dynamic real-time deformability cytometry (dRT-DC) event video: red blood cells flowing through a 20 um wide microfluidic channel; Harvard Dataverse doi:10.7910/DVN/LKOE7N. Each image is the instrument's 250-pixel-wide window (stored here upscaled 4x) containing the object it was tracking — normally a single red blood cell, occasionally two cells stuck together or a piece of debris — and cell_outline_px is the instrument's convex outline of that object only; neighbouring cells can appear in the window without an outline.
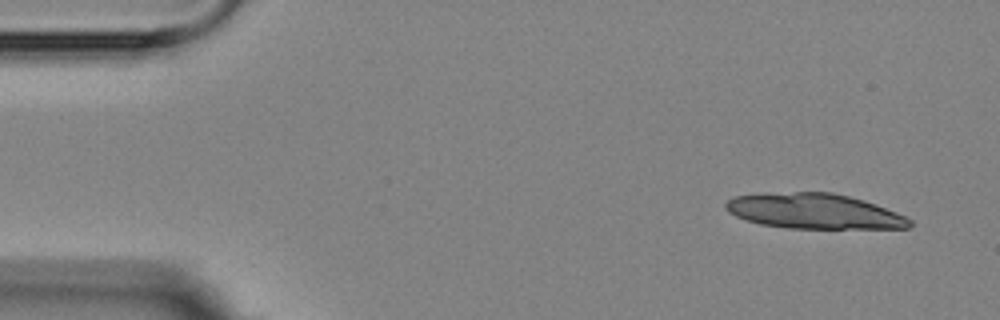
{"species": "Egyptian fruit bat (a non-hibernating species)", "species_latin": "Rousettus aegyptiacus", "temperature_condition": "room temperature", "stored_images_in_passage": 6, "camera_frame_rate_fps": 3000, "um_per_image_px": 0.085, "animal": {"sex": "female"}, "frame": {"image": 1, "passage_image": 1, "time_ms": 0.0, "image_size_px": [1000, 320], "cell_outline_px": [[912, 224], [908, 228], [788, 228], [760, 224], [736, 216], [728, 212], [724, 208], [724, 204], [728, 200], [736, 196], [756, 192], [832, 192], [864, 200], [876, 204], [896, 212], [912, 220]], "centroid_in_image_um": [69.16, 17.94], "position_along_channel_um": 15.8, "area_um2": 37.92}}
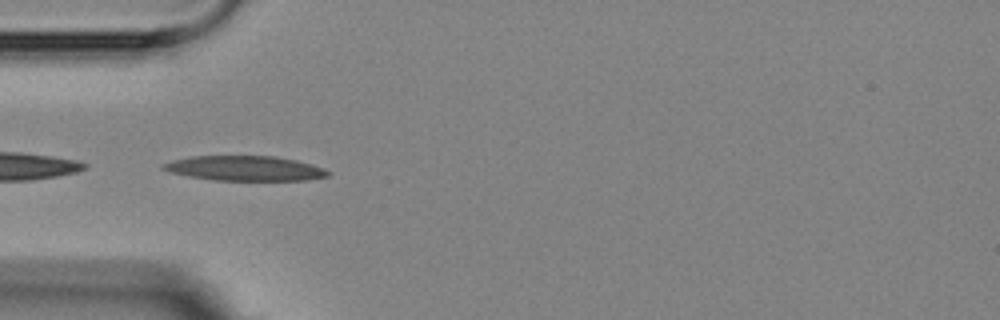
{"frame": {"image": 2, "passage_image": 5, "time_ms": 4.333, "image_size_px": [1000, 320], "cell_outline_px": [[328, 176], [308, 180], [216, 180], [192, 176], [172, 172], [160, 168], [160, 164], [172, 160], [192, 156], [276, 156], [296, 160], [312, 164], [324, 168], [328, 172]], "centroid_in_image_um": [20.82, 14.3], "position_along_channel_um": 64.2, "area_um2": 23.7}}
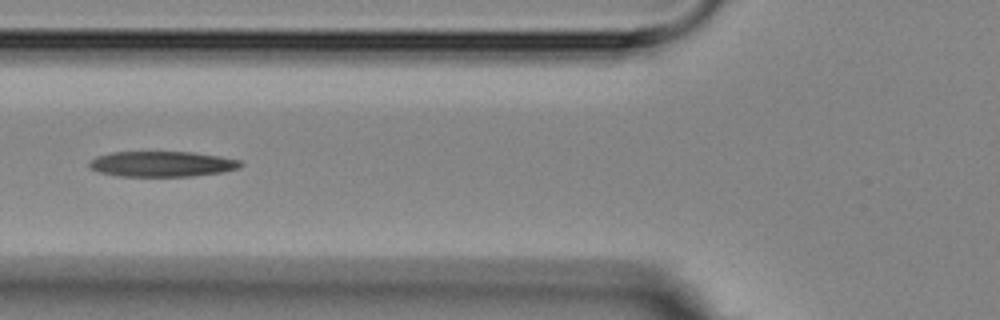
{"frame": {"image": 3, "passage_image": 6, "time_ms": 5.667, "image_size_px": [1000, 320], "cell_outline_px": [[244, 164], [240, 168], [224, 172], [192, 176], [116, 176], [100, 172], [92, 168], [88, 164], [96, 156], [112, 152], [192, 152], [220, 156], [240, 160]], "centroid_in_image_um": [13.82, 13.94], "position_along_channel_um": 112.0, "area_um2": 22.48}}